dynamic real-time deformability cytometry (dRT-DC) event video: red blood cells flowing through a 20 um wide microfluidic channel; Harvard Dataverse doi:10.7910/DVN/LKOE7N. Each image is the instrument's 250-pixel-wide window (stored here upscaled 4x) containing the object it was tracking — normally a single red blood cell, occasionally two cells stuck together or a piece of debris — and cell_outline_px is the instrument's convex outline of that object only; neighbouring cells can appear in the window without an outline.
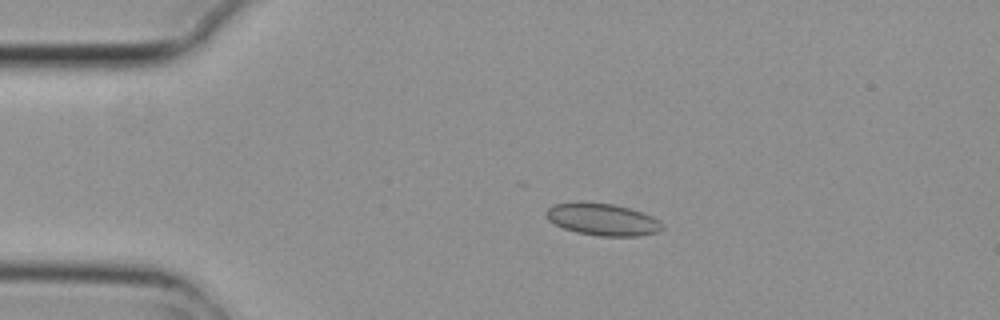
{"species": "common noctule bat (a hibernating species)", "species_latin": "Nyctalus noctula", "temperature_condition": "cold", "stored_images_in_passage": 6, "camera_frame_rate_fps": 3000, "um_per_image_px": 0.085, "animal": {"sex": "female", "body_mass_g": 29.2, "forearm_length_mm": 56.3}, "frame": {"image": 1, "passage_image": 3, "time_ms": 0.667, "image_size_px": [1000, 320], "cell_outline_px": [[664, 228], [660, 232], [640, 236], [600, 236], [576, 232], [564, 228], [548, 220], [544, 212], [552, 204], [612, 204], [628, 208], [652, 216], [660, 220]], "centroid_in_image_um": [51.27, 18.69], "position_along_channel_um": 33.7, "area_um2": 21.21}}
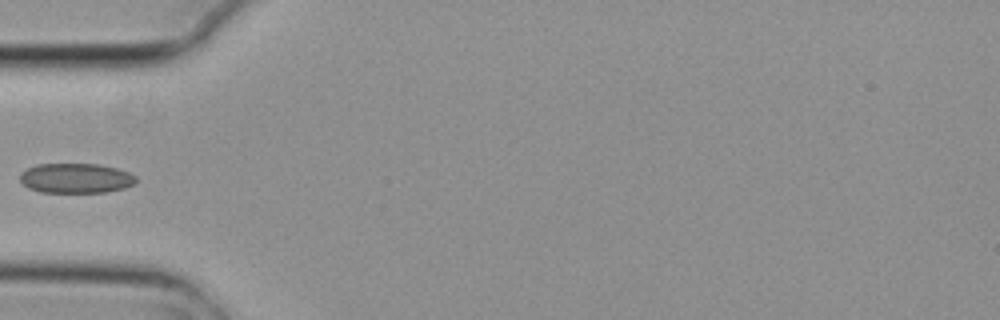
{"frame": {"image": 2, "passage_image": 5, "time_ms": 1.333, "image_size_px": [1000, 320], "cell_outline_px": [[136, 184], [124, 188], [104, 192], [40, 192], [28, 188], [20, 180], [20, 172], [36, 164], [100, 164], [116, 168], [128, 172], [136, 176]], "centroid_in_image_um": [6.45, 15.14], "position_along_channel_um": 78.6, "area_um2": 20.23}}
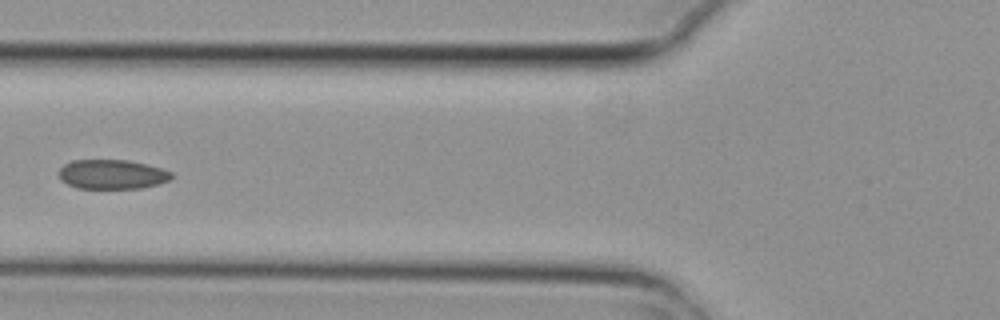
{"frame": {"image": 3, "passage_image": 6, "time_ms": 1.667, "image_size_px": [1000, 320], "cell_outline_px": [[172, 180], [160, 184], [140, 188], [76, 188], [60, 180], [60, 168], [64, 164], [72, 160], [128, 160], [148, 164], [172, 172]], "centroid_in_image_um": [9.55, 14.82], "position_along_channel_um": 116.2, "area_um2": 19.42}}